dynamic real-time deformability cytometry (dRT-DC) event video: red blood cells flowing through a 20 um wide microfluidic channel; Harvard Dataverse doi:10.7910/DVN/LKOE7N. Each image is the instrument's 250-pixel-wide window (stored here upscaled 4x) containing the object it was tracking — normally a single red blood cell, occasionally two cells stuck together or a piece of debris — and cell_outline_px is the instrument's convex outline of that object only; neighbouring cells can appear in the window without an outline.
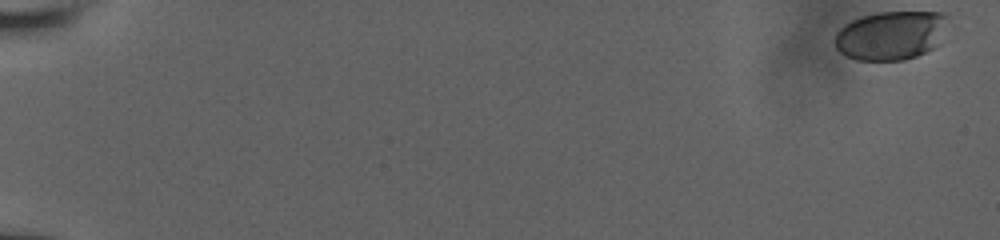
{"species": "human", "species_latin": "Homo sapiens", "temperature_condition": "room temperature", "stored_images_in_passage": 41, "camera_frame_rate_fps": 3000, "um_per_image_px": 0.085, "donor": {"sex": "male"}, "frame": {"image": 1, "passage_image": 1, "time_ms": 0.0, "image_size_px": [1000, 240], "cell_outline_px": [[948, 16], [936, 44], [932, 48], [916, 56], [904, 60], [856, 60], [840, 52], [836, 48], [836, 32], [840, 28], [852, 20], [864, 16], [880, 12], [940, 12]], "centroid_in_image_um": [75.68, 3.01], "position_along_channel_um": 9.3, "area_um2": 31.56}}
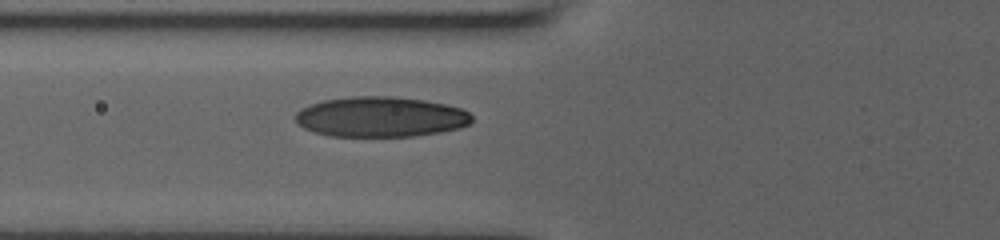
{"frame": {"image": 2, "passage_image": 35, "time_ms": 7.667, "image_size_px": [1000, 240], "cell_outline_px": [[472, 120], [468, 124], [460, 128], [440, 132], [412, 136], [328, 136], [304, 128], [296, 120], [296, 112], [300, 108], [324, 100], [352, 96], [392, 96], [424, 100], [444, 104], [460, 108], [468, 112], [472, 116]], "centroid_in_image_um": [32.35, 9.93], "position_along_channel_um": 93.4, "area_um2": 41.21}}
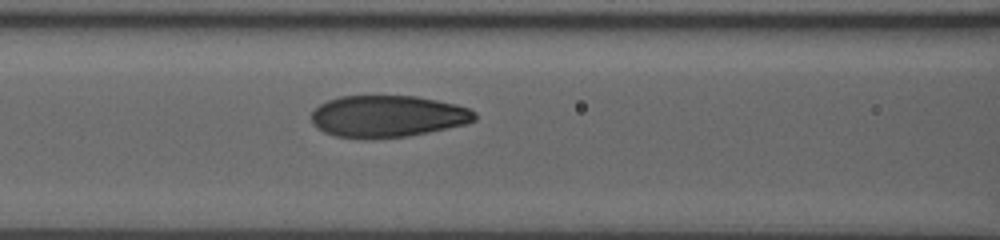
{"frame": {"image": 3, "passage_image": 41, "time_ms": 8.667, "image_size_px": [1000, 240], "cell_outline_px": [[476, 120], [464, 124], [428, 132], [408, 136], [364, 140], [336, 136], [324, 132], [316, 128], [312, 124], [312, 112], [320, 104], [328, 100], [340, 96], [416, 96], [456, 104], [468, 108], [476, 112]], "centroid_in_image_um": [32.92, 9.9], "position_along_channel_um": 133.7, "area_um2": 40.0}}